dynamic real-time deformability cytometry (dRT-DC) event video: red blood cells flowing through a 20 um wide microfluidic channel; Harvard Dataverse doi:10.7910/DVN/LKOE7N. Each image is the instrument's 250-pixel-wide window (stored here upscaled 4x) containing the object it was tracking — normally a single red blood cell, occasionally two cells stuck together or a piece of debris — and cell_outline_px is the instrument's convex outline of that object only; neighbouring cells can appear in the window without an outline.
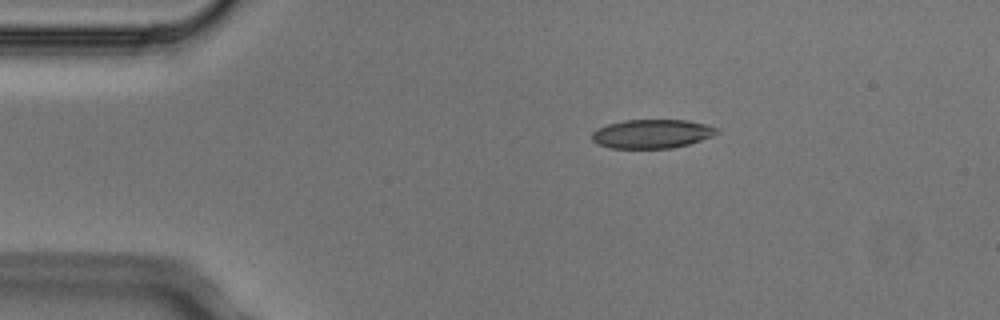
{"species": "Egyptian fruit bat (a non-hibernating species)", "species_latin": "Rousettus aegyptiacus", "temperature_condition": "cold", "stored_images_in_passage": 3, "segment_of_instrument_passage": [1, 2], "camera_frame_rate_fps": 3000, "um_per_image_px": 0.085, "animal": {"sex": "male"}, "frame": {"image": 1, "passage_image": 1, "time_ms": 0.0, "image_size_px": [1000, 320], "cell_outline_px": [[720, 132], [712, 136], [688, 144], [672, 148], [612, 148], [596, 144], [592, 140], [592, 132], [596, 128], [608, 124], [624, 120], [688, 120], [704, 124], [716, 128]], "centroid_in_image_um": [55.37, 11.37], "position_along_channel_um": 29.6, "area_um2": 20.98}}